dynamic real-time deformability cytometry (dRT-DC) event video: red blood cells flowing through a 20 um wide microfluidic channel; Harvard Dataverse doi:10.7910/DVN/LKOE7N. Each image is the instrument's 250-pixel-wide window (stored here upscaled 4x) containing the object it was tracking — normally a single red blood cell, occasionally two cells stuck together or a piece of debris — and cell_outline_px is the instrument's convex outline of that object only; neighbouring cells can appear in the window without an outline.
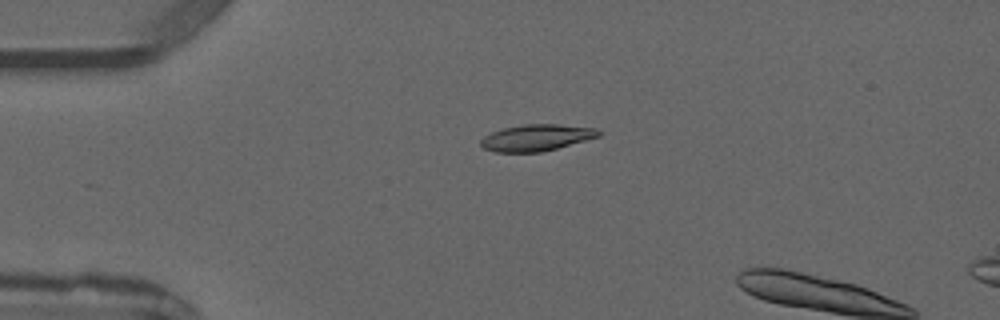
{"species": "common noctule bat (a hibernating species)", "species_latin": "Nyctalus noctula", "temperature_condition": "warm", "stored_images_in_passage": 4, "camera_frame_rate_fps": 3000, "um_per_image_px": 0.085, "animal": {"sex": "male", "forearm_length_mm": 52.5}, "frame": {"image": 1, "passage_image": 3, "time_ms": 2.333, "image_size_px": [1000, 320], "cell_outline_px": [[600, 136], [556, 148], [540, 152], [496, 152], [484, 148], [480, 144], [480, 140], [484, 136], [492, 132], [504, 128], [524, 124], [556, 124], [596, 128], [600, 132]], "centroid_in_image_um": [45.58, 11.7], "position_along_channel_um": 39.4, "area_um2": 17.98}}